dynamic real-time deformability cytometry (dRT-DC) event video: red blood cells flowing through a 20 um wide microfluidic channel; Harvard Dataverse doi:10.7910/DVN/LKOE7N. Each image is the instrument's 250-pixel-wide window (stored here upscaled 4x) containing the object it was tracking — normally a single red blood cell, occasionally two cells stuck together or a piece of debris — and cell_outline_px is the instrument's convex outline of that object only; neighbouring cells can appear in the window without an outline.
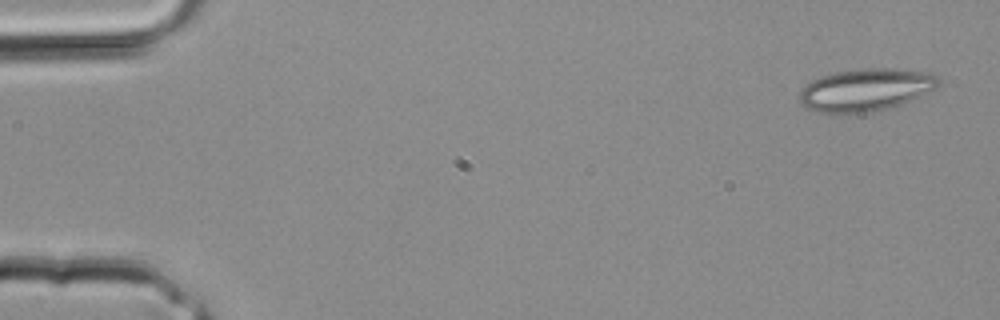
{"species": "common noctule bat (a hibernating species)", "species_latin": "Nyctalus noctula", "temperature_condition": "room temperature", "stored_images_in_passage": 4, "camera_frame_rate_fps": 3000, "um_per_image_px": 0.085, "animal": {"sex": "male", "body_mass_g": 20.4}, "frame": {"image": 1, "passage_image": 4, "time_ms": 1.0, "image_size_px": [1000, 320], "cell_outline_px": [[940, 88], [880, 112], [848, 116], [812, 112], [800, 104], [800, 92], [804, 84], [820, 76], [836, 72], [864, 68], [892, 68], [932, 72], [940, 80]], "centroid_in_image_um": [73.57, 7.68], "position_along_channel_um": 11.4, "area_um2": 35.84}}